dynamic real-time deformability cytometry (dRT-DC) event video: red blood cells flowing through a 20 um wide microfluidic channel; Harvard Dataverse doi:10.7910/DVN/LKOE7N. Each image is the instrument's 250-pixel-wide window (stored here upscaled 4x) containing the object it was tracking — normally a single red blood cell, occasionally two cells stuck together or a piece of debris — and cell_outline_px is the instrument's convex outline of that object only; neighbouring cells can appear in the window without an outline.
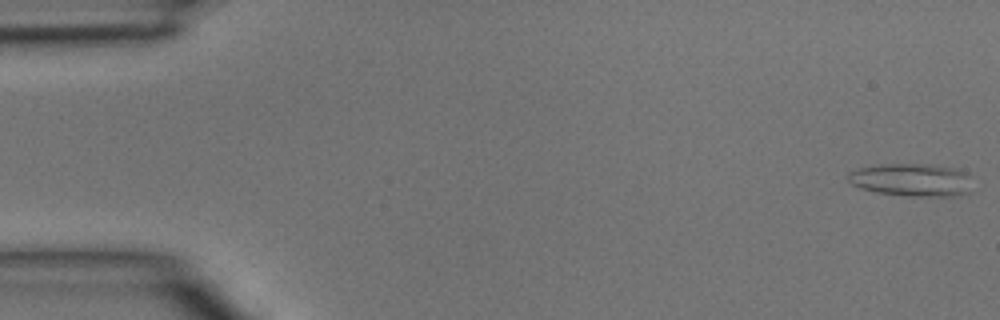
{"species": "common noctule bat (a hibernating species)", "species_latin": "Nyctalus noctula", "temperature_condition": "room temperature", "stored_images_in_passage": 13, "camera_frame_rate_fps": 3000, "um_per_image_px": 0.085, "animal": {"sex": "male", "body_mass_g": 15.6}, "frame": {"image": 1, "passage_image": 1, "time_ms": 0.0, "image_size_px": [1000, 320], "cell_outline_px": [[972, 192], [960, 196], [904, 196], [876, 192], [860, 188], [852, 184], [848, 180], [848, 172], [860, 168], [880, 164], [928, 164], [952, 168], [964, 172], [968, 176]], "centroid_in_image_um": [77.49, 15.31], "position_along_channel_um": 7.5, "area_um2": 23.87}}